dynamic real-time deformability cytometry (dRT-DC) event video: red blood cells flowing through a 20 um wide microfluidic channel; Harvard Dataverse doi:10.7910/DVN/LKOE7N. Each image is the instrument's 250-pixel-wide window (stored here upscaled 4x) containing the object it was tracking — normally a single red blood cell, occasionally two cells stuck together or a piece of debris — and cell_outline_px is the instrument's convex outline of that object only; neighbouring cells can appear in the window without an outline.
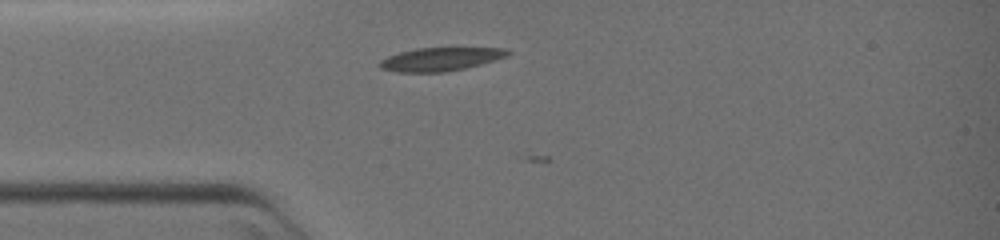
{"species": "common noctule bat (a hibernating species)", "species_latin": "Nyctalus noctula", "temperature_condition": "warm", "stored_images_in_passage": 3, "camera_frame_rate_fps": 3000, "um_per_image_px": 0.085, "animal": {"sex": "female", "body_mass_g": 19.0, "forearm_length_mm": 51.5}, "frame": {"image": 1, "passage_image": 2, "time_ms": 0.333, "image_size_px": [1000, 240], "cell_outline_px": [[512, 52], [508, 56], [480, 64], [464, 68], [444, 72], [396, 72], [380, 68], [380, 60], [388, 56], [400, 52], [416, 48], [504, 48]], "centroid_in_image_um": [37.44, 5.03], "position_along_channel_um": 47.6, "area_um2": 17.28}}